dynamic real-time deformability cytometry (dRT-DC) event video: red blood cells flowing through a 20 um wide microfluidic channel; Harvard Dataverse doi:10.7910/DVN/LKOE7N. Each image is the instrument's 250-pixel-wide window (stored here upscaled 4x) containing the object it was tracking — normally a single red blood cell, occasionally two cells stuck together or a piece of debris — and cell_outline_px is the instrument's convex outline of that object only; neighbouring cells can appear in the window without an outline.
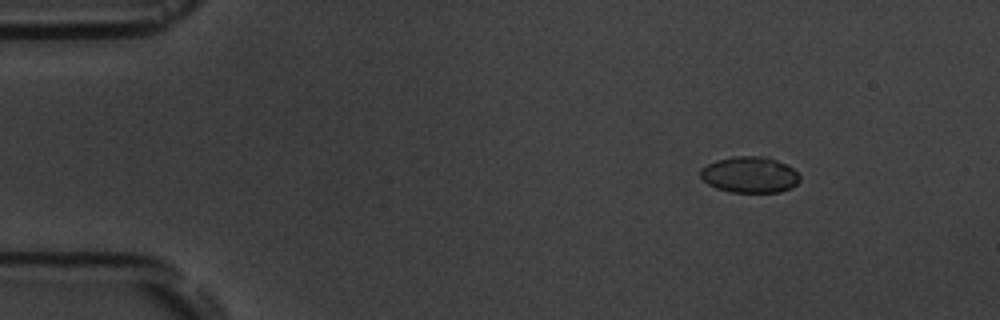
{"species": "common noctule bat (a hibernating species)", "species_latin": "Nyctalus noctula", "temperature_condition": "room temperature", "stored_images_in_passage": 5, "camera_frame_rate_fps": 3000, "um_per_image_px": 0.085, "animal": {"sex": "male", "body_mass_g": 19.5, "forearm_length_mm": 54.6}, "frame": {"image": 1, "passage_image": 1, "time_ms": 0.0, "image_size_px": [1000, 320], "cell_outline_px": [[800, 180], [796, 184], [780, 192], [732, 192], [716, 188], [708, 184], [700, 176], [700, 168], [716, 160], [732, 156], [768, 156], [792, 168], [800, 176]], "centroid_in_image_um": [63.7, 14.84], "position_along_channel_um": 21.3, "area_um2": 20.87}}
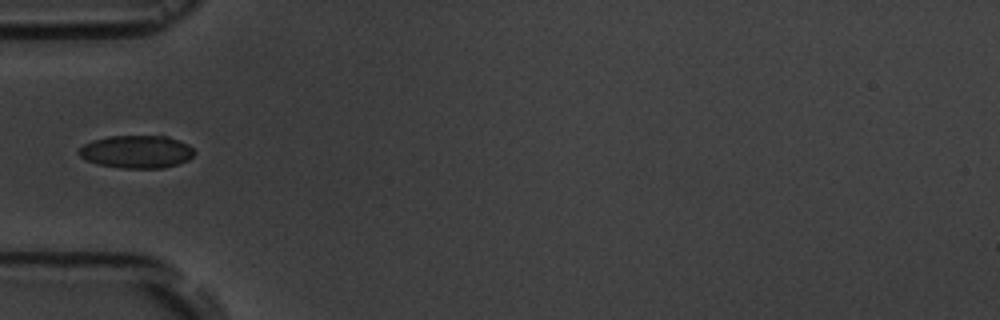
{"frame": {"image": 2, "passage_image": 4, "time_ms": 3.667, "image_size_px": [1000, 320], "cell_outline_px": [[196, 152], [188, 160], [164, 168], [124, 168], [100, 164], [88, 160], [80, 156], [76, 152], [84, 144], [92, 140], [108, 136], [168, 136], [188, 144]], "centroid_in_image_um": [11.62, 12.89], "position_along_channel_um": 73.4, "area_um2": 21.96}}
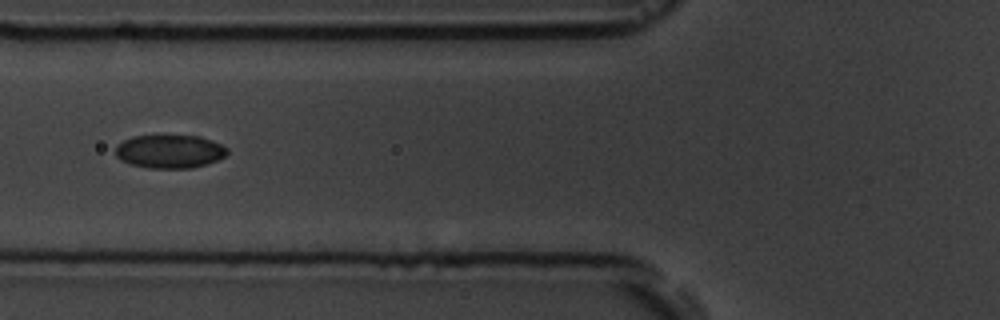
{"frame": {"image": 3, "passage_image": 5, "time_ms": 4.667, "image_size_px": [1000, 320], "cell_outline_px": [[228, 152], [224, 156], [208, 164], [192, 168], [148, 168], [128, 164], [120, 160], [116, 156], [116, 144], [132, 136], [200, 136], [212, 140], [228, 148]], "centroid_in_image_um": [14.4, 12.88], "position_along_channel_um": 111.4, "area_um2": 21.85}}